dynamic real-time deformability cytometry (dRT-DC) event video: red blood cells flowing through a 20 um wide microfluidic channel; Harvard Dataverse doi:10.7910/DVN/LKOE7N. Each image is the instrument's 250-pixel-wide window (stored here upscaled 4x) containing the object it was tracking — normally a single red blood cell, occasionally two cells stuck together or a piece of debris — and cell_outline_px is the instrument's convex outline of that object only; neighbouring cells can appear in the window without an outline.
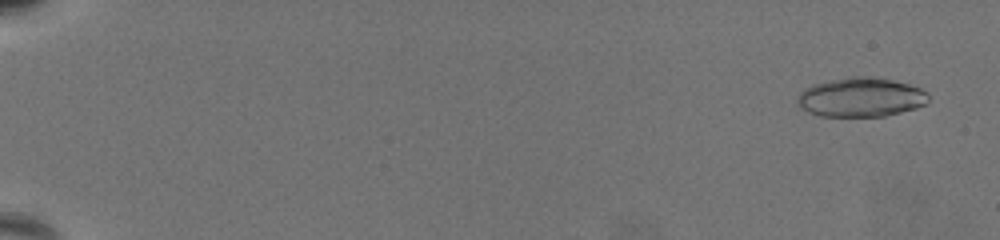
{"species": "common noctule bat (a hibernating species)", "species_latin": "Nyctalus noctula", "temperature_condition": "warm", "stored_images_in_passage": 30, "camera_frame_rate_fps": 3000, "um_per_image_px": 0.085, "animal": {"sex": "female", "body_mass_g": 19.5, "forearm_length_mm": 54.1}, "frame": {"image": 1, "passage_image": 4, "time_ms": 1.0, "image_size_px": [1000, 240], "cell_outline_px": [[928, 100], [924, 104], [916, 108], [884, 116], [820, 116], [808, 112], [796, 104], [796, 96], [804, 88], [812, 84], [852, 76], [864, 76], [892, 80], [908, 84], [920, 88], [928, 92]], "centroid_in_image_um": [73.13, 8.27], "position_along_channel_um": 11.9, "area_um2": 29.94}}
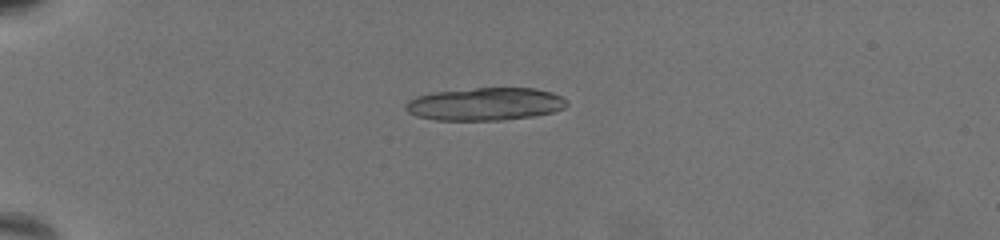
{"frame": {"image": 2, "passage_image": 21, "time_ms": 6.667, "image_size_px": [1000, 240], "cell_outline_px": [[568, 104], [564, 108], [552, 112], [532, 116], [504, 120], [436, 120], [416, 116], [408, 112], [404, 108], [404, 104], [408, 100], [416, 96], [436, 92], [476, 88], [536, 88], [552, 92], [568, 100]], "centroid_in_image_um": [41.24, 8.84], "position_along_channel_um": 43.8, "area_um2": 30.87}}